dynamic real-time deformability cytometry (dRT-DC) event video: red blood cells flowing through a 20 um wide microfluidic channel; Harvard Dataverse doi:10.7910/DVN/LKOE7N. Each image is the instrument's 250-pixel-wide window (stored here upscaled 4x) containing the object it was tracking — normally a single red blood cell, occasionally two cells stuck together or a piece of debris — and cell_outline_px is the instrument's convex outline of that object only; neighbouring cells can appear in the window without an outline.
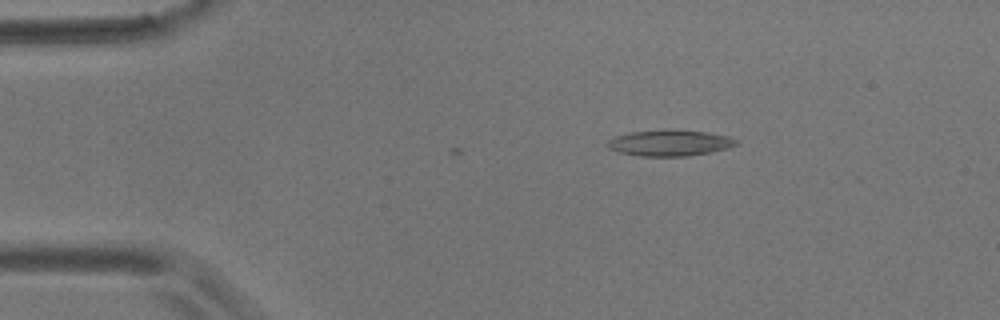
{"species": "common noctule bat (a hibernating species)", "species_latin": "Nyctalus noctula", "temperature_condition": "room temperature", "stored_images_in_passage": 5, "camera_frame_rate_fps": 3000, "um_per_image_px": 0.085, "animal": {"sex": "male", "body_mass_g": 17.9}, "frame": {"image": 1, "passage_image": 5, "time_ms": 6.0, "image_size_px": [1000, 320], "cell_outline_px": [[740, 144], [728, 148], [712, 152], [688, 156], [640, 156], [620, 152], [608, 148], [608, 140], [616, 136], [632, 132], [668, 128], [672, 128], [708, 132], [728, 136], [740, 140]], "centroid_in_image_um": [57.01, 12.13], "position_along_channel_um": 28.0, "area_um2": 19.94}}